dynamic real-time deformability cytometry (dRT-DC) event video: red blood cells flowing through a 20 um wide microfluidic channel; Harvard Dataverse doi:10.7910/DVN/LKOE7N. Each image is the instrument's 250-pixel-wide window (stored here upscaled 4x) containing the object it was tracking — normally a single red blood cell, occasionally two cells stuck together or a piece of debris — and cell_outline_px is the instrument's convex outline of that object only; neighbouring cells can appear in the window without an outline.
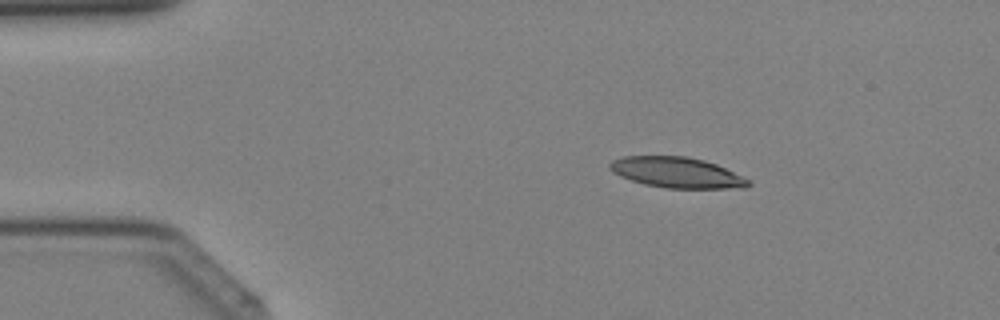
{"species": "Egyptian fruit bat (a non-hibernating species)", "species_latin": "Rousettus aegyptiacus", "temperature_condition": "cold", "stored_images_in_passage": 39, "camera_frame_rate_fps": 3000, "um_per_image_px": 0.085, "animal": {"sex": "female"}, "frame": {"image": 1, "passage_image": 6, "time_ms": 1.667, "image_size_px": [1000, 320], "cell_outline_px": [[752, 184], [744, 188], [664, 188], [644, 184], [620, 176], [612, 172], [608, 168], [608, 164], [612, 160], [624, 156], [688, 156], [704, 160], [716, 164], [752, 180]], "centroid_in_image_um": [57.54, 14.66], "position_along_channel_um": 27.5, "area_um2": 24.91}}
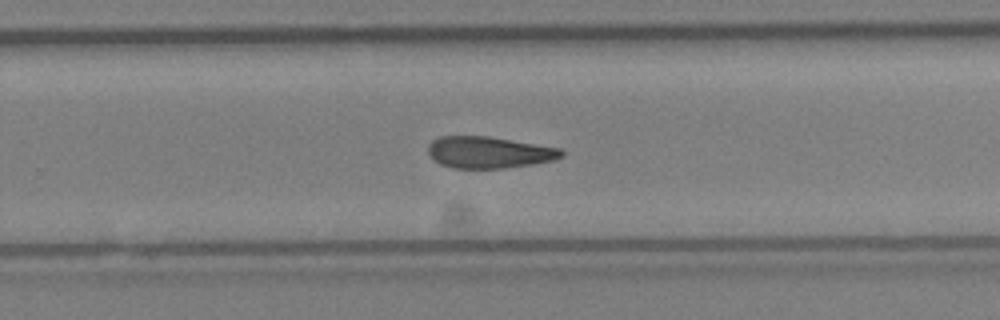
{"frame": {"image": 2, "passage_image": 25, "time_ms": 8.0, "image_size_px": [1000, 320], "cell_outline_px": [[564, 156], [552, 160], [532, 164], [504, 168], [452, 168], [440, 164], [432, 160], [428, 152], [428, 144], [432, 140], [440, 136], [488, 136], [560, 148], [564, 152]], "centroid_in_image_um": [41.52, 12.95], "position_along_channel_um": 288.3, "area_um2": 24.62}}
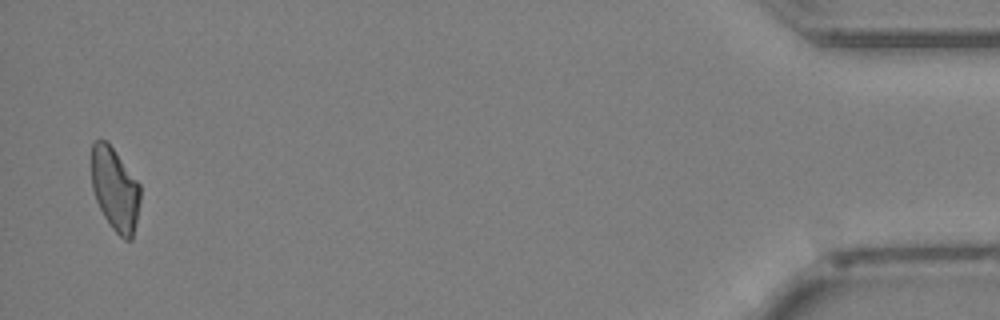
{"frame": {"image": 3, "passage_image": 38, "time_ms": 12.333, "image_size_px": [1000, 320], "cell_outline_px": [[140, 200], [132, 240], [124, 240], [112, 228], [104, 216], [96, 200], [92, 188], [92, 144], [96, 140], [108, 140], [140, 184]], "centroid_in_image_um": [9.78, 16.06], "position_along_channel_um": 425.4, "area_um2": 23.64}}